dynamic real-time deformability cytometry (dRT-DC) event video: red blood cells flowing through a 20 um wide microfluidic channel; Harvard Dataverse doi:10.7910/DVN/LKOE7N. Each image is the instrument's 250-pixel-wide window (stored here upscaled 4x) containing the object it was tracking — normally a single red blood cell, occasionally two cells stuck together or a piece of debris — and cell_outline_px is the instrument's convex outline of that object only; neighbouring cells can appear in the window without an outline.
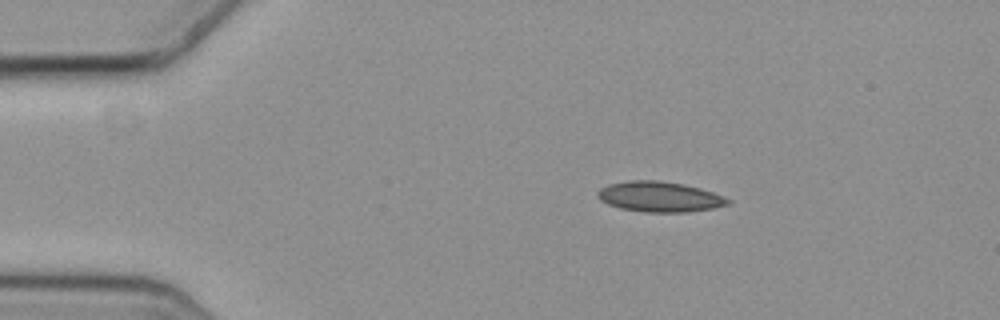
{"species": "common noctule bat (a hibernating species)", "species_latin": "Nyctalus noctula", "temperature_condition": "cold", "stored_images_in_passage": 8, "camera_frame_rate_fps": 3000, "um_per_image_px": 0.085, "animal": {"sex": "female", "body_mass_g": 19.3, "forearm_length_mm": 54.1}, "frame": {"image": 1, "passage_image": 1, "time_ms": 0.0, "image_size_px": [1000, 320], "cell_outline_px": [[732, 200], [728, 204], [712, 208], [688, 212], [644, 212], [620, 208], [608, 204], [600, 200], [596, 196], [596, 192], [600, 188], [608, 184], [628, 180], [656, 180], [684, 184], [700, 188], [712, 192]], "centroid_in_image_um": [56.02, 16.72], "position_along_channel_um": 29.0, "area_um2": 23.06}}